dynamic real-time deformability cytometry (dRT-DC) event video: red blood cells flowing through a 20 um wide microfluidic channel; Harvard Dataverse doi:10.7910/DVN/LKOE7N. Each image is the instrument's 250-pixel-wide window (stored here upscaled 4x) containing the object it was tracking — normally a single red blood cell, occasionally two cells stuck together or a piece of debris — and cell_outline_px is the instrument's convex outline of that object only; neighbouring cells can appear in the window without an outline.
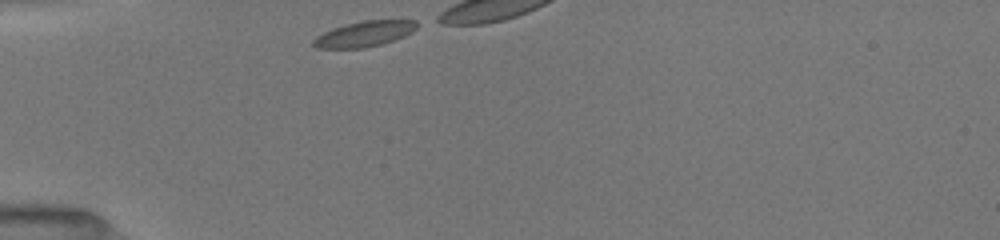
{"species": "common noctule bat (a hibernating species)", "species_latin": "Nyctalus noctula", "temperature_condition": "room temperature", "stored_images_in_passage": 27, "camera_frame_rate_fps": 3000, "um_per_image_px": 0.085, "animal": {"sex": "female", "body_mass_g": 19.5, "forearm_length_mm": 54.1}, "frame": {"image": 1, "passage_image": 1, "time_ms": 0.0, "image_size_px": [1000, 240], "cell_outline_px": [[416, 28], [412, 32], [404, 36], [380, 44], [364, 48], [316, 48], [312, 44], [312, 40], [316, 36], [332, 28], [344, 24], [364, 20], [416, 20]], "centroid_in_image_um": [30.93, 2.88], "position_along_channel_um": 54.1, "area_um2": 15.32}}